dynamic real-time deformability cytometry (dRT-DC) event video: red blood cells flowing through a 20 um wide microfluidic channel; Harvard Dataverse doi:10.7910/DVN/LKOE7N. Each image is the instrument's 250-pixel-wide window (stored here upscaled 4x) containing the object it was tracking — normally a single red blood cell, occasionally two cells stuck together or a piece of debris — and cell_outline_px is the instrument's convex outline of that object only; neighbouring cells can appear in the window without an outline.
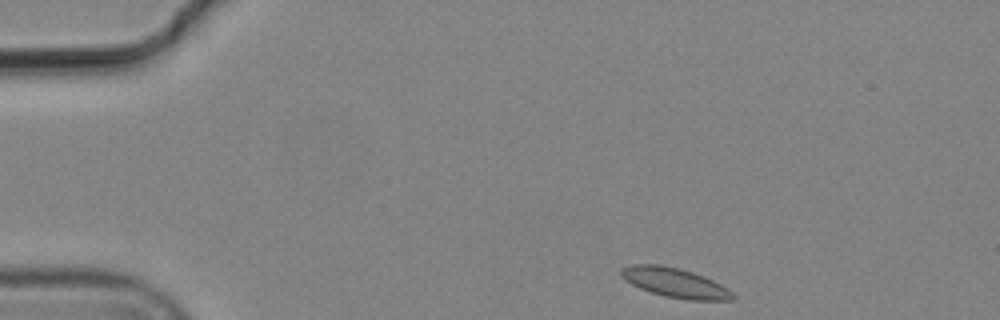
{"species": "common noctule bat (a hibernating species)", "species_latin": "Nyctalus noctula", "temperature_condition": "cold", "stored_images_in_passage": 3, "camera_frame_rate_fps": 3000, "um_per_image_px": 0.085, "animal": {"sex": "male", "body_mass_g": 19.2, "forearm_length_mm": 51.8}, "frame": {"image": 1, "passage_image": 1, "time_ms": 0.0, "image_size_px": [1000, 320], "cell_outline_px": [[736, 296], [732, 300], [688, 300], [664, 296], [640, 288], [624, 280], [620, 276], [620, 272], [624, 268], [632, 264], [660, 264], [680, 268], [704, 276], [728, 288]], "centroid_in_image_um": [57.38, 24.03], "position_along_channel_um": 27.6, "area_um2": 19.19}}
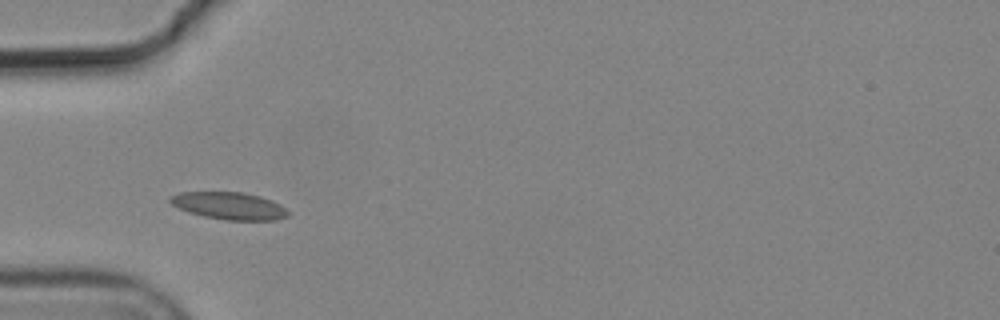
{"frame": {"image": 2, "passage_image": 3, "time_ms": 0.667, "image_size_px": [1000, 320], "cell_outline_px": [[288, 216], [276, 220], [224, 220], [204, 216], [188, 212], [172, 204], [168, 200], [168, 196], [180, 192], [244, 192], [260, 196], [272, 200], [280, 204], [288, 212]], "centroid_in_image_um": [19.47, 17.49], "position_along_channel_um": 65.5, "area_um2": 18.79}}